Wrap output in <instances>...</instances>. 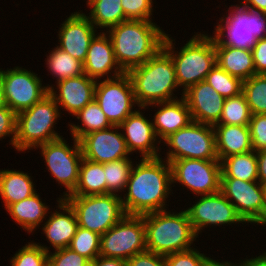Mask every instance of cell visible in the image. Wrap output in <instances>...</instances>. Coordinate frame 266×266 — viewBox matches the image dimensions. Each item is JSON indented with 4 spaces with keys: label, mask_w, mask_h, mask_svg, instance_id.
<instances>
[{
    "label": "cell",
    "mask_w": 266,
    "mask_h": 266,
    "mask_svg": "<svg viewBox=\"0 0 266 266\" xmlns=\"http://www.w3.org/2000/svg\"><path fill=\"white\" fill-rule=\"evenodd\" d=\"M162 157L142 158L132 167L127 192L121 196L126 215L142 216L166 210L172 192L170 163Z\"/></svg>",
    "instance_id": "6da1fadb"
},
{
    "label": "cell",
    "mask_w": 266,
    "mask_h": 266,
    "mask_svg": "<svg viewBox=\"0 0 266 266\" xmlns=\"http://www.w3.org/2000/svg\"><path fill=\"white\" fill-rule=\"evenodd\" d=\"M108 30L116 61L125 73L155 56L166 37L164 30L148 20H126Z\"/></svg>",
    "instance_id": "7a4b0ae2"
},
{
    "label": "cell",
    "mask_w": 266,
    "mask_h": 266,
    "mask_svg": "<svg viewBox=\"0 0 266 266\" xmlns=\"http://www.w3.org/2000/svg\"><path fill=\"white\" fill-rule=\"evenodd\" d=\"M127 74L132 81L138 107L178 99L173 92L178 88L175 67L171 56L162 48L142 65L130 69Z\"/></svg>",
    "instance_id": "3957f363"
},
{
    "label": "cell",
    "mask_w": 266,
    "mask_h": 266,
    "mask_svg": "<svg viewBox=\"0 0 266 266\" xmlns=\"http://www.w3.org/2000/svg\"><path fill=\"white\" fill-rule=\"evenodd\" d=\"M143 220L147 251L165 256L194 248L190 246L198 236L186 209L179 213L167 209L148 213Z\"/></svg>",
    "instance_id": "277c9868"
},
{
    "label": "cell",
    "mask_w": 266,
    "mask_h": 266,
    "mask_svg": "<svg viewBox=\"0 0 266 266\" xmlns=\"http://www.w3.org/2000/svg\"><path fill=\"white\" fill-rule=\"evenodd\" d=\"M169 34H166L163 49L171 56L178 87H182V96L189 87L206 79L207 74L213 69L216 63V51L214 36L208 34H196L175 51ZM175 51V52H174ZM178 52V53H177Z\"/></svg>",
    "instance_id": "5b68a950"
},
{
    "label": "cell",
    "mask_w": 266,
    "mask_h": 266,
    "mask_svg": "<svg viewBox=\"0 0 266 266\" xmlns=\"http://www.w3.org/2000/svg\"><path fill=\"white\" fill-rule=\"evenodd\" d=\"M60 109L55 99L47 94L27 110L16 114V136L14 148L17 151L37 148L44 143L62 138L54 131Z\"/></svg>",
    "instance_id": "8992f818"
},
{
    "label": "cell",
    "mask_w": 266,
    "mask_h": 266,
    "mask_svg": "<svg viewBox=\"0 0 266 266\" xmlns=\"http://www.w3.org/2000/svg\"><path fill=\"white\" fill-rule=\"evenodd\" d=\"M234 7H229L226 18L219 19L213 36L222 45L251 50L256 40L266 38V13L246 8L241 3Z\"/></svg>",
    "instance_id": "52a82bcc"
},
{
    "label": "cell",
    "mask_w": 266,
    "mask_h": 266,
    "mask_svg": "<svg viewBox=\"0 0 266 266\" xmlns=\"http://www.w3.org/2000/svg\"><path fill=\"white\" fill-rule=\"evenodd\" d=\"M74 209L78 226L104 234L125 215L121 195L98 194L67 196L64 198Z\"/></svg>",
    "instance_id": "ba28073f"
},
{
    "label": "cell",
    "mask_w": 266,
    "mask_h": 266,
    "mask_svg": "<svg viewBox=\"0 0 266 266\" xmlns=\"http://www.w3.org/2000/svg\"><path fill=\"white\" fill-rule=\"evenodd\" d=\"M166 160H219L216 151L214 126L191 121L186 127L167 137Z\"/></svg>",
    "instance_id": "9c48e42d"
},
{
    "label": "cell",
    "mask_w": 266,
    "mask_h": 266,
    "mask_svg": "<svg viewBox=\"0 0 266 266\" xmlns=\"http://www.w3.org/2000/svg\"><path fill=\"white\" fill-rule=\"evenodd\" d=\"M64 137L44 143L37 147L41 149V154L48 171L58 184L66 188L62 199L71 195L77 187L79 181L80 165L83 159L80 142L73 137L74 145L67 144Z\"/></svg>",
    "instance_id": "30bf717a"
},
{
    "label": "cell",
    "mask_w": 266,
    "mask_h": 266,
    "mask_svg": "<svg viewBox=\"0 0 266 266\" xmlns=\"http://www.w3.org/2000/svg\"><path fill=\"white\" fill-rule=\"evenodd\" d=\"M145 251L147 248L143 215H125L101 235L99 256L128 260Z\"/></svg>",
    "instance_id": "8fae6325"
},
{
    "label": "cell",
    "mask_w": 266,
    "mask_h": 266,
    "mask_svg": "<svg viewBox=\"0 0 266 266\" xmlns=\"http://www.w3.org/2000/svg\"><path fill=\"white\" fill-rule=\"evenodd\" d=\"M220 192L245 223L266 226V190L259 181L221 178Z\"/></svg>",
    "instance_id": "7c38bea8"
},
{
    "label": "cell",
    "mask_w": 266,
    "mask_h": 266,
    "mask_svg": "<svg viewBox=\"0 0 266 266\" xmlns=\"http://www.w3.org/2000/svg\"><path fill=\"white\" fill-rule=\"evenodd\" d=\"M172 184L181 183L193 194L210 195L220 191L219 160L178 159L170 162Z\"/></svg>",
    "instance_id": "4fadbf2b"
},
{
    "label": "cell",
    "mask_w": 266,
    "mask_h": 266,
    "mask_svg": "<svg viewBox=\"0 0 266 266\" xmlns=\"http://www.w3.org/2000/svg\"><path fill=\"white\" fill-rule=\"evenodd\" d=\"M94 99L109 122L117 126L134 112L133 107L137 105L132 81L127 73L112 79L97 80Z\"/></svg>",
    "instance_id": "5bb4252c"
},
{
    "label": "cell",
    "mask_w": 266,
    "mask_h": 266,
    "mask_svg": "<svg viewBox=\"0 0 266 266\" xmlns=\"http://www.w3.org/2000/svg\"><path fill=\"white\" fill-rule=\"evenodd\" d=\"M6 105L16 114L29 109L49 94L47 86H42L41 78L31 70L20 66L0 69Z\"/></svg>",
    "instance_id": "9a60e30c"
},
{
    "label": "cell",
    "mask_w": 266,
    "mask_h": 266,
    "mask_svg": "<svg viewBox=\"0 0 266 266\" xmlns=\"http://www.w3.org/2000/svg\"><path fill=\"white\" fill-rule=\"evenodd\" d=\"M201 197L186 210L197 236L208 225L210 227L234 223L243 224L244 221L238 215L233 204L220 191L210 195H201Z\"/></svg>",
    "instance_id": "2e32d148"
},
{
    "label": "cell",
    "mask_w": 266,
    "mask_h": 266,
    "mask_svg": "<svg viewBox=\"0 0 266 266\" xmlns=\"http://www.w3.org/2000/svg\"><path fill=\"white\" fill-rule=\"evenodd\" d=\"M118 130L119 126L112 125L107 129L84 135L79 140L83 158L102 164L129 158L131 153L121 130Z\"/></svg>",
    "instance_id": "e0dca14e"
},
{
    "label": "cell",
    "mask_w": 266,
    "mask_h": 266,
    "mask_svg": "<svg viewBox=\"0 0 266 266\" xmlns=\"http://www.w3.org/2000/svg\"><path fill=\"white\" fill-rule=\"evenodd\" d=\"M58 48L73 58L85 61L91 40L96 35V27L83 12H74L61 24Z\"/></svg>",
    "instance_id": "ac0fdd59"
},
{
    "label": "cell",
    "mask_w": 266,
    "mask_h": 266,
    "mask_svg": "<svg viewBox=\"0 0 266 266\" xmlns=\"http://www.w3.org/2000/svg\"><path fill=\"white\" fill-rule=\"evenodd\" d=\"M192 121L215 125L221 118L225 98L203 80L183 92Z\"/></svg>",
    "instance_id": "d6986e66"
},
{
    "label": "cell",
    "mask_w": 266,
    "mask_h": 266,
    "mask_svg": "<svg viewBox=\"0 0 266 266\" xmlns=\"http://www.w3.org/2000/svg\"><path fill=\"white\" fill-rule=\"evenodd\" d=\"M122 135L130 153L140 152L142 158L160 157L157 136L152 121L144 117L140 110H134L120 125ZM157 145V146H156Z\"/></svg>",
    "instance_id": "ffe728a7"
},
{
    "label": "cell",
    "mask_w": 266,
    "mask_h": 266,
    "mask_svg": "<svg viewBox=\"0 0 266 266\" xmlns=\"http://www.w3.org/2000/svg\"><path fill=\"white\" fill-rule=\"evenodd\" d=\"M96 82L83 74L56 82L58 92L49 84L47 88L59 108H65V111L75 115L94 99Z\"/></svg>",
    "instance_id": "44dd1931"
},
{
    "label": "cell",
    "mask_w": 266,
    "mask_h": 266,
    "mask_svg": "<svg viewBox=\"0 0 266 266\" xmlns=\"http://www.w3.org/2000/svg\"><path fill=\"white\" fill-rule=\"evenodd\" d=\"M99 33L90 42L86 59L83 62L84 74L95 80L105 76L107 79H112L123 75L125 72L116 61L109 35L105 32Z\"/></svg>",
    "instance_id": "7402d4cb"
},
{
    "label": "cell",
    "mask_w": 266,
    "mask_h": 266,
    "mask_svg": "<svg viewBox=\"0 0 266 266\" xmlns=\"http://www.w3.org/2000/svg\"><path fill=\"white\" fill-rule=\"evenodd\" d=\"M57 202L59 203L57 206L59 211H51L50 217L42 226V230L53 250L69 247L78 228L77 217L70 204L61 197L58 198Z\"/></svg>",
    "instance_id": "603a6c76"
},
{
    "label": "cell",
    "mask_w": 266,
    "mask_h": 266,
    "mask_svg": "<svg viewBox=\"0 0 266 266\" xmlns=\"http://www.w3.org/2000/svg\"><path fill=\"white\" fill-rule=\"evenodd\" d=\"M153 105L159 108L153 116L152 124L157 138H160V142L179 129L186 127L192 121L189 107L183 96H181V99L158 102L139 109H148L149 106Z\"/></svg>",
    "instance_id": "cb8c5ba5"
},
{
    "label": "cell",
    "mask_w": 266,
    "mask_h": 266,
    "mask_svg": "<svg viewBox=\"0 0 266 266\" xmlns=\"http://www.w3.org/2000/svg\"><path fill=\"white\" fill-rule=\"evenodd\" d=\"M214 132L219 161L232 155L244 154L253 150L248 125L215 124Z\"/></svg>",
    "instance_id": "d4e9b609"
},
{
    "label": "cell",
    "mask_w": 266,
    "mask_h": 266,
    "mask_svg": "<svg viewBox=\"0 0 266 266\" xmlns=\"http://www.w3.org/2000/svg\"><path fill=\"white\" fill-rule=\"evenodd\" d=\"M214 46L216 63L224 71L242 81L256 74L251 50L222 45L215 37Z\"/></svg>",
    "instance_id": "484cf974"
},
{
    "label": "cell",
    "mask_w": 266,
    "mask_h": 266,
    "mask_svg": "<svg viewBox=\"0 0 266 266\" xmlns=\"http://www.w3.org/2000/svg\"><path fill=\"white\" fill-rule=\"evenodd\" d=\"M50 207L42 202L39 194L23 199L17 203L9 205L6 210L12 219L23 228L24 231L32 233L39 228L40 223L46 219Z\"/></svg>",
    "instance_id": "4316f807"
},
{
    "label": "cell",
    "mask_w": 266,
    "mask_h": 266,
    "mask_svg": "<svg viewBox=\"0 0 266 266\" xmlns=\"http://www.w3.org/2000/svg\"><path fill=\"white\" fill-rule=\"evenodd\" d=\"M37 191L28 173L16 170H0V197L4 207L26 199Z\"/></svg>",
    "instance_id": "83f0119b"
},
{
    "label": "cell",
    "mask_w": 266,
    "mask_h": 266,
    "mask_svg": "<svg viewBox=\"0 0 266 266\" xmlns=\"http://www.w3.org/2000/svg\"><path fill=\"white\" fill-rule=\"evenodd\" d=\"M107 194L104 164L82 159L79 181L74 192L69 196H87Z\"/></svg>",
    "instance_id": "f1b7e54d"
},
{
    "label": "cell",
    "mask_w": 266,
    "mask_h": 266,
    "mask_svg": "<svg viewBox=\"0 0 266 266\" xmlns=\"http://www.w3.org/2000/svg\"><path fill=\"white\" fill-rule=\"evenodd\" d=\"M86 2L91 9L87 17L96 29L106 28V31H108V28L110 29L127 20L122 9L121 0H87Z\"/></svg>",
    "instance_id": "f546056e"
},
{
    "label": "cell",
    "mask_w": 266,
    "mask_h": 266,
    "mask_svg": "<svg viewBox=\"0 0 266 266\" xmlns=\"http://www.w3.org/2000/svg\"><path fill=\"white\" fill-rule=\"evenodd\" d=\"M221 178L258 181L256 152L232 155L221 161Z\"/></svg>",
    "instance_id": "4dcf8cb0"
},
{
    "label": "cell",
    "mask_w": 266,
    "mask_h": 266,
    "mask_svg": "<svg viewBox=\"0 0 266 266\" xmlns=\"http://www.w3.org/2000/svg\"><path fill=\"white\" fill-rule=\"evenodd\" d=\"M74 116L77 117L76 119L79 121L81 120L82 126L75 125L74 123L69 124V126L71 137L76 138L78 141L86 134L107 129L112 126L95 99Z\"/></svg>",
    "instance_id": "1f68e13d"
},
{
    "label": "cell",
    "mask_w": 266,
    "mask_h": 266,
    "mask_svg": "<svg viewBox=\"0 0 266 266\" xmlns=\"http://www.w3.org/2000/svg\"><path fill=\"white\" fill-rule=\"evenodd\" d=\"M46 63L49 72L57 78L56 82L84 74L83 63L58 47L49 53Z\"/></svg>",
    "instance_id": "d6a6232c"
},
{
    "label": "cell",
    "mask_w": 266,
    "mask_h": 266,
    "mask_svg": "<svg viewBox=\"0 0 266 266\" xmlns=\"http://www.w3.org/2000/svg\"><path fill=\"white\" fill-rule=\"evenodd\" d=\"M130 159L129 157L104 163L107 194L118 195V192H126L127 182L134 165Z\"/></svg>",
    "instance_id": "836d02e7"
},
{
    "label": "cell",
    "mask_w": 266,
    "mask_h": 266,
    "mask_svg": "<svg viewBox=\"0 0 266 266\" xmlns=\"http://www.w3.org/2000/svg\"><path fill=\"white\" fill-rule=\"evenodd\" d=\"M242 93L252 115L266 114V74H255L244 80Z\"/></svg>",
    "instance_id": "e575fe53"
},
{
    "label": "cell",
    "mask_w": 266,
    "mask_h": 266,
    "mask_svg": "<svg viewBox=\"0 0 266 266\" xmlns=\"http://www.w3.org/2000/svg\"><path fill=\"white\" fill-rule=\"evenodd\" d=\"M251 111L243 93L238 96L226 98L221 118L217 124L249 125Z\"/></svg>",
    "instance_id": "d590c367"
},
{
    "label": "cell",
    "mask_w": 266,
    "mask_h": 266,
    "mask_svg": "<svg viewBox=\"0 0 266 266\" xmlns=\"http://www.w3.org/2000/svg\"><path fill=\"white\" fill-rule=\"evenodd\" d=\"M205 81L225 99L238 96L243 90V81L230 75L217 64L207 74Z\"/></svg>",
    "instance_id": "8d00e7d4"
},
{
    "label": "cell",
    "mask_w": 266,
    "mask_h": 266,
    "mask_svg": "<svg viewBox=\"0 0 266 266\" xmlns=\"http://www.w3.org/2000/svg\"><path fill=\"white\" fill-rule=\"evenodd\" d=\"M100 241V234L78 226L69 248L93 261L99 256Z\"/></svg>",
    "instance_id": "74e56055"
},
{
    "label": "cell",
    "mask_w": 266,
    "mask_h": 266,
    "mask_svg": "<svg viewBox=\"0 0 266 266\" xmlns=\"http://www.w3.org/2000/svg\"><path fill=\"white\" fill-rule=\"evenodd\" d=\"M49 248L36 243L29 242L10 259L11 266H44L48 262Z\"/></svg>",
    "instance_id": "f35d334b"
},
{
    "label": "cell",
    "mask_w": 266,
    "mask_h": 266,
    "mask_svg": "<svg viewBox=\"0 0 266 266\" xmlns=\"http://www.w3.org/2000/svg\"><path fill=\"white\" fill-rule=\"evenodd\" d=\"M122 9L127 20H148L153 12L152 0H121Z\"/></svg>",
    "instance_id": "ab89813d"
},
{
    "label": "cell",
    "mask_w": 266,
    "mask_h": 266,
    "mask_svg": "<svg viewBox=\"0 0 266 266\" xmlns=\"http://www.w3.org/2000/svg\"><path fill=\"white\" fill-rule=\"evenodd\" d=\"M48 262L50 266H88L91 261L66 247L49 252Z\"/></svg>",
    "instance_id": "60d3db41"
},
{
    "label": "cell",
    "mask_w": 266,
    "mask_h": 266,
    "mask_svg": "<svg viewBox=\"0 0 266 266\" xmlns=\"http://www.w3.org/2000/svg\"><path fill=\"white\" fill-rule=\"evenodd\" d=\"M164 258L166 266H203L207 256L192 248L183 252L167 254Z\"/></svg>",
    "instance_id": "b9f144b4"
},
{
    "label": "cell",
    "mask_w": 266,
    "mask_h": 266,
    "mask_svg": "<svg viewBox=\"0 0 266 266\" xmlns=\"http://www.w3.org/2000/svg\"><path fill=\"white\" fill-rule=\"evenodd\" d=\"M253 151L266 150V114H255L249 121Z\"/></svg>",
    "instance_id": "7bdbcfd3"
},
{
    "label": "cell",
    "mask_w": 266,
    "mask_h": 266,
    "mask_svg": "<svg viewBox=\"0 0 266 266\" xmlns=\"http://www.w3.org/2000/svg\"><path fill=\"white\" fill-rule=\"evenodd\" d=\"M12 135V136H11ZM11 136L10 144L14 147L16 136V113L8 106L0 109V139Z\"/></svg>",
    "instance_id": "ee69618b"
},
{
    "label": "cell",
    "mask_w": 266,
    "mask_h": 266,
    "mask_svg": "<svg viewBox=\"0 0 266 266\" xmlns=\"http://www.w3.org/2000/svg\"><path fill=\"white\" fill-rule=\"evenodd\" d=\"M127 266H166L164 255L145 251L127 260Z\"/></svg>",
    "instance_id": "f6af8a7d"
},
{
    "label": "cell",
    "mask_w": 266,
    "mask_h": 266,
    "mask_svg": "<svg viewBox=\"0 0 266 266\" xmlns=\"http://www.w3.org/2000/svg\"><path fill=\"white\" fill-rule=\"evenodd\" d=\"M255 73L266 74V38L256 40L251 48Z\"/></svg>",
    "instance_id": "bcb514c9"
},
{
    "label": "cell",
    "mask_w": 266,
    "mask_h": 266,
    "mask_svg": "<svg viewBox=\"0 0 266 266\" xmlns=\"http://www.w3.org/2000/svg\"><path fill=\"white\" fill-rule=\"evenodd\" d=\"M92 266H127V260L121 258L98 256L90 262Z\"/></svg>",
    "instance_id": "7dc6e473"
},
{
    "label": "cell",
    "mask_w": 266,
    "mask_h": 266,
    "mask_svg": "<svg viewBox=\"0 0 266 266\" xmlns=\"http://www.w3.org/2000/svg\"><path fill=\"white\" fill-rule=\"evenodd\" d=\"M258 181L266 187V150L256 152Z\"/></svg>",
    "instance_id": "c3c4849f"
},
{
    "label": "cell",
    "mask_w": 266,
    "mask_h": 266,
    "mask_svg": "<svg viewBox=\"0 0 266 266\" xmlns=\"http://www.w3.org/2000/svg\"><path fill=\"white\" fill-rule=\"evenodd\" d=\"M240 3L246 8L266 13V0H242Z\"/></svg>",
    "instance_id": "681fc988"
},
{
    "label": "cell",
    "mask_w": 266,
    "mask_h": 266,
    "mask_svg": "<svg viewBox=\"0 0 266 266\" xmlns=\"http://www.w3.org/2000/svg\"><path fill=\"white\" fill-rule=\"evenodd\" d=\"M240 266H266V252L258 257L242 260Z\"/></svg>",
    "instance_id": "f907efd6"
},
{
    "label": "cell",
    "mask_w": 266,
    "mask_h": 266,
    "mask_svg": "<svg viewBox=\"0 0 266 266\" xmlns=\"http://www.w3.org/2000/svg\"><path fill=\"white\" fill-rule=\"evenodd\" d=\"M203 266H240V262L236 264L230 261L220 262L218 260H213L210 257H207Z\"/></svg>",
    "instance_id": "816d5d0a"
},
{
    "label": "cell",
    "mask_w": 266,
    "mask_h": 266,
    "mask_svg": "<svg viewBox=\"0 0 266 266\" xmlns=\"http://www.w3.org/2000/svg\"><path fill=\"white\" fill-rule=\"evenodd\" d=\"M7 107L5 96H4V87L2 82V77L0 73V109Z\"/></svg>",
    "instance_id": "f5cc1de1"
},
{
    "label": "cell",
    "mask_w": 266,
    "mask_h": 266,
    "mask_svg": "<svg viewBox=\"0 0 266 266\" xmlns=\"http://www.w3.org/2000/svg\"><path fill=\"white\" fill-rule=\"evenodd\" d=\"M44 266H50L49 262H47Z\"/></svg>",
    "instance_id": "db71d44e"
}]
</instances>
